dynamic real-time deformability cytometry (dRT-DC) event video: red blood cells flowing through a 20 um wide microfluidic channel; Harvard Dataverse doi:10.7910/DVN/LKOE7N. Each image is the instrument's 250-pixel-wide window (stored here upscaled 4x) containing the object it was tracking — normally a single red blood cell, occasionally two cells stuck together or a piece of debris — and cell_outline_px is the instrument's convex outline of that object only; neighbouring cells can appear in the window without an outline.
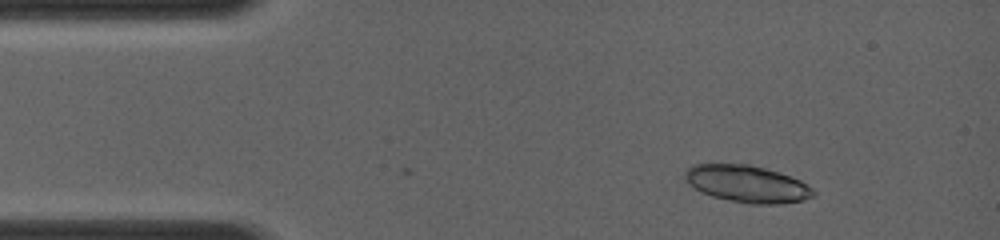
{"species": "common noctule bat (a hibernating species)", "species_latin": "Nyctalus noctula", "temperature_condition": "room temperature", "stored_images_in_passage": 8, "camera_frame_rate_fps": 4000, "um_per_image_px": 0.085, "animal": {"sex": "female", "body_mass_g": 19.0, "forearm_length_mm": 56.7}, "frame": {"image": 1, "passage_image": 1, "time_ms": 0.0, "image_size_px": [1000, 240], "cell_outline_px": [[816, 196], [804, 200], [784, 204], [752, 204], [712, 196], [700, 192], [688, 184], [684, 176], [684, 172], [692, 164], [748, 164], [764, 168], [800, 180], [812, 188], [816, 192]], "centroid_in_image_um": [63.5, 15.64], "position_along_channel_um": 21.5, "area_um2": 27.69}}